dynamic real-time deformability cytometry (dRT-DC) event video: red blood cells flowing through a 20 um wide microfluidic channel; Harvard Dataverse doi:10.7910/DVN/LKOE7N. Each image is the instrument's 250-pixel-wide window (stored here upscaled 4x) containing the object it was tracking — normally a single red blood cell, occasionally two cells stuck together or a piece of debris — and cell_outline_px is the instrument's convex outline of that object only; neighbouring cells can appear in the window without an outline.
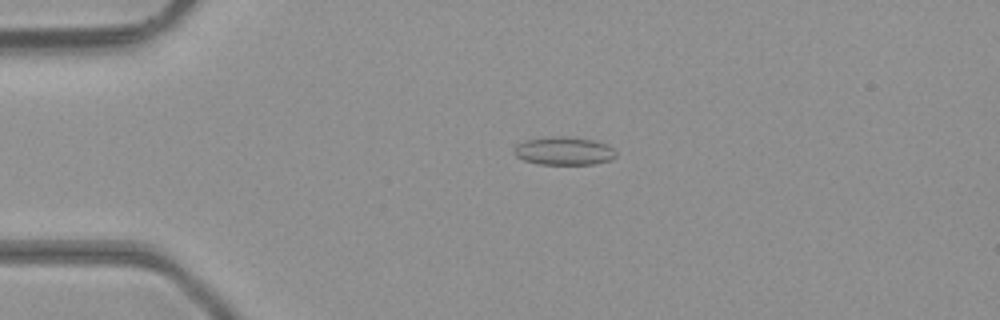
{"species": "common noctule bat (a hibernating species)", "species_latin": "Nyctalus noctula", "temperature_condition": "room temperature", "stored_images_in_passage": 3, "camera_frame_rate_fps": 3000, "um_per_image_px": 0.085, "animal": {"sex": "male", "body_mass_g": 23.1, "forearm_length_mm": 52.7}, "frame": {"image": 1, "passage_image": 2, "time_ms": 0.333, "image_size_px": [1000, 320], "cell_outline_px": [[616, 156], [612, 160], [592, 164], [540, 164], [524, 160], [516, 156], [512, 152], [516, 144], [524, 140], [552, 136], [564, 136], [592, 140], [608, 144], [616, 152]], "centroid_in_image_um": [47.92, 12.82], "position_along_channel_um": 37.1, "area_um2": 16.82}}